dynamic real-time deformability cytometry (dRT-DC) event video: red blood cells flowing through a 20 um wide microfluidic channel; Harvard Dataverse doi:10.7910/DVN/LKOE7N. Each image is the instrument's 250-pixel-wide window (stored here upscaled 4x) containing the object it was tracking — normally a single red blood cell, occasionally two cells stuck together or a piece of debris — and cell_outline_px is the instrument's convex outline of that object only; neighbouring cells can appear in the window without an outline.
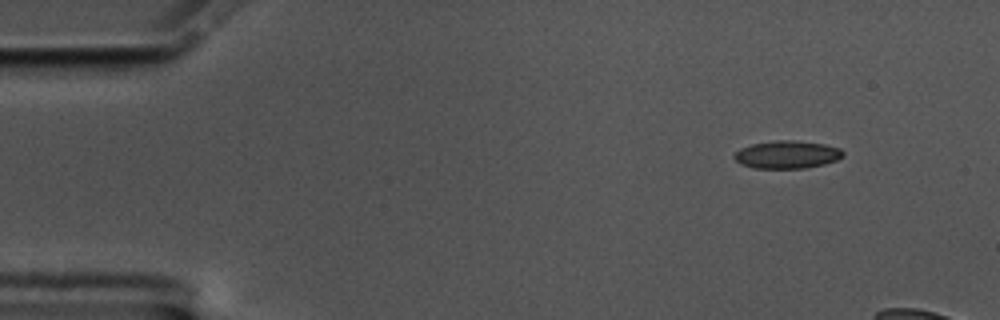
{"species": "common noctule bat (a hibernating species)", "species_latin": "Nyctalus noctula", "temperature_condition": "cold", "stored_images_in_passage": 9, "camera_frame_rate_fps": 3000, "um_per_image_px": 0.085, "animal": {"sex": "male", "body_mass_g": 17.5, "forearm_length_mm": 52.3}, "frame": {"image": 1, "passage_image": 1, "time_ms": 0.0, "image_size_px": [1000, 320], "cell_outline_px": [[844, 156], [836, 160], [824, 164], [804, 168], [752, 168], [740, 164], [732, 156], [740, 148], [752, 144], [776, 140], [792, 140], [824, 144], [840, 148], [844, 152]], "centroid_in_image_um": [66.89, 13.14], "position_along_channel_um": 18.1, "area_um2": 17.63}}